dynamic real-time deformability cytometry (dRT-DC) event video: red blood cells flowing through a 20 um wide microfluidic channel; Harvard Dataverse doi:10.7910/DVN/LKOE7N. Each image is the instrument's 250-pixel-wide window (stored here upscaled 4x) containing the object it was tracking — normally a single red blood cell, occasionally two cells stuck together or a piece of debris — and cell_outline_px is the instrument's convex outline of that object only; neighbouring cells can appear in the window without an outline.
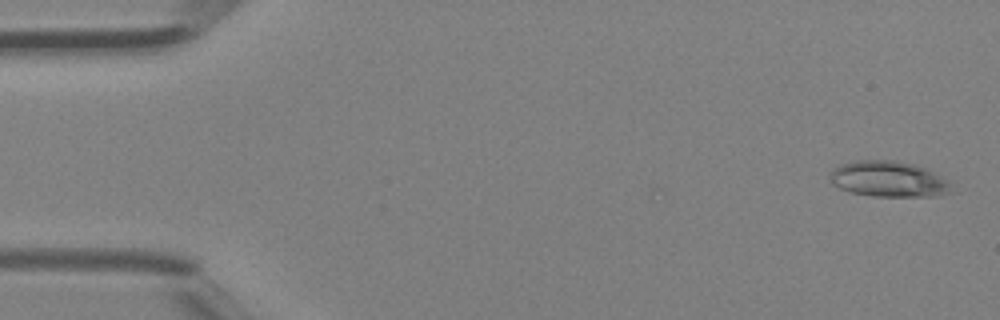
{"species": "Egyptian fruit bat (a non-hibernating species)", "species_latin": "Rousettus aegyptiacus", "temperature_condition": "room temperature", "stored_images_in_passage": 5, "camera_frame_rate_fps": 3000, "um_per_image_px": 0.085, "animal": {"sex": "female"}, "frame": {"image": 1, "passage_image": 1, "time_ms": 0.0, "image_size_px": [1000, 320], "cell_outline_px": [[952, 192], [936, 196], [872, 196], [848, 192], [832, 184], [832, 172], [840, 164], [856, 160], [896, 160], [912, 164], [924, 168], [948, 180]], "centroid_in_image_um": [75.53, 15.23], "position_along_channel_um": 9.5, "area_um2": 25.09}}
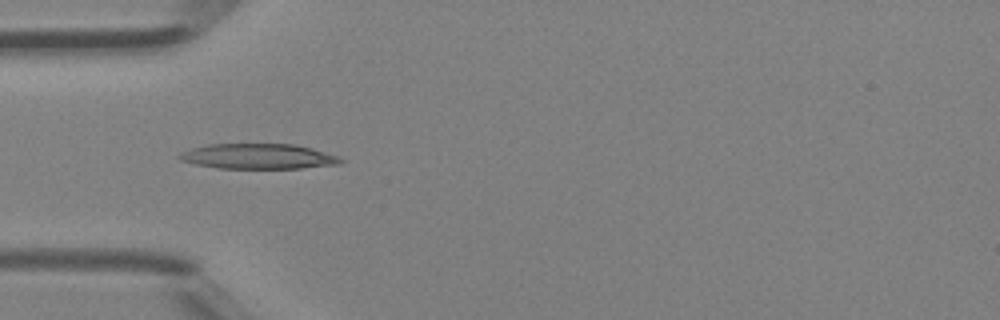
{"frame": {"image": 2, "passage_image": 4, "time_ms": 1.0, "image_size_px": [1000, 320], "cell_outline_px": [[344, 160], [340, 164], [300, 168], [220, 168], [196, 164], [180, 160], [176, 156], [180, 152], [192, 148], [208, 144], [296, 144], [312, 148], [340, 156]], "centroid_in_image_um": [21.97, 13.28], "position_along_channel_um": 63.0, "area_um2": 23.76}}
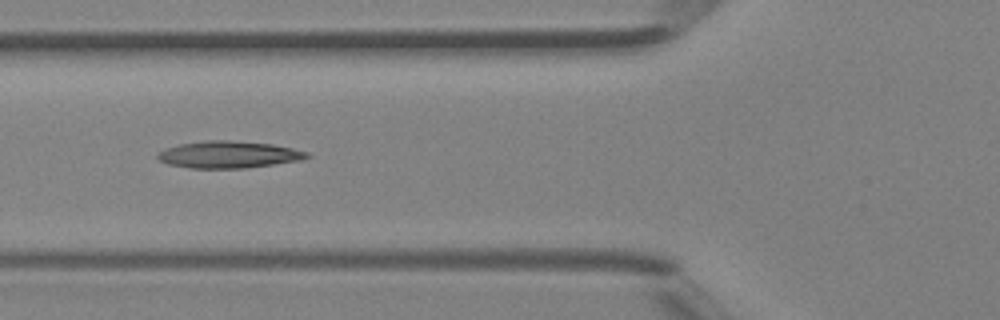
{"frame": {"image": 3, "passage_image": 5, "time_ms": 1.333, "image_size_px": [1000, 320], "cell_outline_px": [[312, 156], [300, 160], [244, 168], [192, 168], [168, 164], [160, 160], [156, 156], [164, 148], [180, 144], [204, 140], [228, 140], [272, 144], [292, 148], [308, 152]], "centroid_in_image_um": [19.43, 13.13], "position_along_channel_um": 106.4, "area_um2": 23.29}}